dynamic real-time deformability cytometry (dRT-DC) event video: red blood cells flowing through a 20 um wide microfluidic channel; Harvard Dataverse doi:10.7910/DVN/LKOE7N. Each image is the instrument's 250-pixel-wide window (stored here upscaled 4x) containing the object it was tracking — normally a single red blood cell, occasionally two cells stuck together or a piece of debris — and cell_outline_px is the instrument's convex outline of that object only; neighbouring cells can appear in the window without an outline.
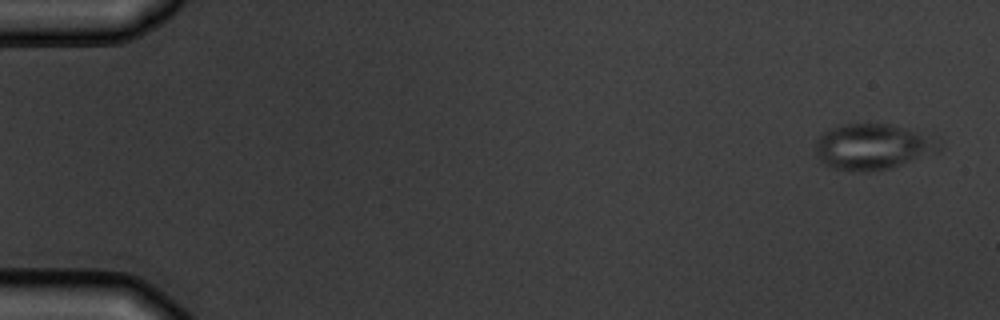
{"species": "common noctule bat (a hibernating species)", "species_latin": "Nyctalus noctula", "temperature_condition": "warm", "stored_images_in_passage": 5, "camera_frame_rate_fps": 3000, "um_per_image_px": 0.085, "animal": {"sex": "male", "body_mass_g": 19.5, "forearm_length_mm": 54.6}, "frame": {"image": 1, "passage_image": 1, "time_ms": 0.0, "image_size_px": [1000, 320], "cell_outline_px": [[944, 148], [940, 152], [892, 168], [868, 172], [860, 172], [828, 168], [816, 156], [816, 140], [824, 132], [840, 124], [888, 124], [936, 136], [944, 140]], "centroid_in_image_um": [74.28, 12.49], "position_along_channel_um": 10.7, "area_um2": 33.87}}